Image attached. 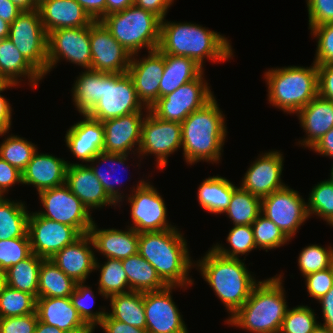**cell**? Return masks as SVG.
Listing matches in <instances>:
<instances>
[{
    "instance_id": "6da1fadb",
    "label": "cell",
    "mask_w": 333,
    "mask_h": 333,
    "mask_svg": "<svg viewBox=\"0 0 333 333\" xmlns=\"http://www.w3.org/2000/svg\"><path fill=\"white\" fill-rule=\"evenodd\" d=\"M225 35L191 22H171L166 17L160 23V53L184 56L204 68L205 60L225 62L234 57L232 43Z\"/></svg>"
},
{
    "instance_id": "7a4b0ae2",
    "label": "cell",
    "mask_w": 333,
    "mask_h": 333,
    "mask_svg": "<svg viewBox=\"0 0 333 333\" xmlns=\"http://www.w3.org/2000/svg\"><path fill=\"white\" fill-rule=\"evenodd\" d=\"M179 228L139 233L138 254L148 261L167 286L184 290L194 284L189 275L194 268L188 243ZM189 286V287H188Z\"/></svg>"
},
{
    "instance_id": "3957f363",
    "label": "cell",
    "mask_w": 333,
    "mask_h": 333,
    "mask_svg": "<svg viewBox=\"0 0 333 333\" xmlns=\"http://www.w3.org/2000/svg\"><path fill=\"white\" fill-rule=\"evenodd\" d=\"M181 126L184 161L188 165L201 161L218 164L228 131L216 97L189 114Z\"/></svg>"
},
{
    "instance_id": "277c9868",
    "label": "cell",
    "mask_w": 333,
    "mask_h": 333,
    "mask_svg": "<svg viewBox=\"0 0 333 333\" xmlns=\"http://www.w3.org/2000/svg\"><path fill=\"white\" fill-rule=\"evenodd\" d=\"M282 274L260 280L247 301L224 322L250 333H280L289 308Z\"/></svg>"
},
{
    "instance_id": "5b68a950",
    "label": "cell",
    "mask_w": 333,
    "mask_h": 333,
    "mask_svg": "<svg viewBox=\"0 0 333 333\" xmlns=\"http://www.w3.org/2000/svg\"><path fill=\"white\" fill-rule=\"evenodd\" d=\"M245 260L222 256L210 247L201 259L194 261V268L197 267L204 281L224 304L229 317L247 301L259 282L247 269Z\"/></svg>"
},
{
    "instance_id": "8992f818",
    "label": "cell",
    "mask_w": 333,
    "mask_h": 333,
    "mask_svg": "<svg viewBox=\"0 0 333 333\" xmlns=\"http://www.w3.org/2000/svg\"><path fill=\"white\" fill-rule=\"evenodd\" d=\"M269 68L264 72L267 100L287 114H296L318 95L317 65Z\"/></svg>"
},
{
    "instance_id": "52a82bcc",
    "label": "cell",
    "mask_w": 333,
    "mask_h": 333,
    "mask_svg": "<svg viewBox=\"0 0 333 333\" xmlns=\"http://www.w3.org/2000/svg\"><path fill=\"white\" fill-rule=\"evenodd\" d=\"M100 21L131 55L139 54L142 48L148 52L158 49L161 19L150 11L133 4Z\"/></svg>"
},
{
    "instance_id": "ba28073f",
    "label": "cell",
    "mask_w": 333,
    "mask_h": 333,
    "mask_svg": "<svg viewBox=\"0 0 333 333\" xmlns=\"http://www.w3.org/2000/svg\"><path fill=\"white\" fill-rule=\"evenodd\" d=\"M139 111L149 109L139 100L128 73L102 72V98L87 115L103 122Z\"/></svg>"
},
{
    "instance_id": "9c48e42d",
    "label": "cell",
    "mask_w": 333,
    "mask_h": 333,
    "mask_svg": "<svg viewBox=\"0 0 333 333\" xmlns=\"http://www.w3.org/2000/svg\"><path fill=\"white\" fill-rule=\"evenodd\" d=\"M8 39L43 77L48 74V34L38 9L22 11L10 24Z\"/></svg>"
},
{
    "instance_id": "30bf717a",
    "label": "cell",
    "mask_w": 333,
    "mask_h": 333,
    "mask_svg": "<svg viewBox=\"0 0 333 333\" xmlns=\"http://www.w3.org/2000/svg\"><path fill=\"white\" fill-rule=\"evenodd\" d=\"M148 180L140 179L125 198L130 203L132 224L129 227L138 233L176 228L167 219L165 200Z\"/></svg>"
},
{
    "instance_id": "8fae6325",
    "label": "cell",
    "mask_w": 333,
    "mask_h": 333,
    "mask_svg": "<svg viewBox=\"0 0 333 333\" xmlns=\"http://www.w3.org/2000/svg\"><path fill=\"white\" fill-rule=\"evenodd\" d=\"M182 148V126L179 122L165 121L147 112L141 128L138 158L155 156L156 168L162 170L168 164V157ZM143 156V157H142Z\"/></svg>"
},
{
    "instance_id": "7c38bea8",
    "label": "cell",
    "mask_w": 333,
    "mask_h": 333,
    "mask_svg": "<svg viewBox=\"0 0 333 333\" xmlns=\"http://www.w3.org/2000/svg\"><path fill=\"white\" fill-rule=\"evenodd\" d=\"M42 210L40 216L74 227L81 235L88 234L94 222L92 213L64 184L37 193Z\"/></svg>"
},
{
    "instance_id": "4fadbf2b",
    "label": "cell",
    "mask_w": 333,
    "mask_h": 333,
    "mask_svg": "<svg viewBox=\"0 0 333 333\" xmlns=\"http://www.w3.org/2000/svg\"><path fill=\"white\" fill-rule=\"evenodd\" d=\"M204 74L203 72L195 80L159 98L149 110L162 120L182 123L189 114L203 107L215 96Z\"/></svg>"
},
{
    "instance_id": "5bb4252c",
    "label": "cell",
    "mask_w": 333,
    "mask_h": 333,
    "mask_svg": "<svg viewBox=\"0 0 333 333\" xmlns=\"http://www.w3.org/2000/svg\"><path fill=\"white\" fill-rule=\"evenodd\" d=\"M91 57L90 26L60 28L48 33V73L64 59L84 70L91 69Z\"/></svg>"
},
{
    "instance_id": "9a60e30c",
    "label": "cell",
    "mask_w": 333,
    "mask_h": 333,
    "mask_svg": "<svg viewBox=\"0 0 333 333\" xmlns=\"http://www.w3.org/2000/svg\"><path fill=\"white\" fill-rule=\"evenodd\" d=\"M300 195L297 190L286 185L261 199V213L273 221L290 240L309 218L307 203Z\"/></svg>"
},
{
    "instance_id": "2e32d148",
    "label": "cell",
    "mask_w": 333,
    "mask_h": 333,
    "mask_svg": "<svg viewBox=\"0 0 333 333\" xmlns=\"http://www.w3.org/2000/svg\"><path fill=\"white\" fill-rule=\"evenodd\" d=\"M27 233L32 253L43 259L52 258L81 236L74 227L42 217L36 211L29 215Z\"/></svg>"
},
{
    "instance_id": "e0dca14e",
    "label": "cell",
    "mask_w": 333,
    "mask_h": 333,
    "mask_svg": "<svg viewBox=\"0 0 333 333\" xmlns=\"http://www.w3.org/2000/svg\"><path fill=\"white\" fill-rule=\"evenodd\" d=\"M181 286H166L144 292V310L148 333H189L183 315L173 300L172 291Z\"/></svg>"
},
{
    "instance_id": "ac0fdd59",
    "label": "cell",
    "mask_w": 333,
    "mask_h": 333,
    "mask_svg": "<svg viewBox=\"0 0 333 333\" xmlns=\"http://www.w3.org/2000/svg\"><path fill=\"white\" fill-rule=\"evenodd\" d=\"M91 69L103 73H127L131 54L101 21L90 25Z\"/></svg>"
},
{
    "instance_id": "d6986e66",
    "label": "cell",
    "mask_w": 333,
    "mask_h": 333,
    "mask_svg": "<svg viewBox=\"0 0 333 333\" xmlns=\"http://www.w3.org/2000/svg\"><path fill=\"white\" fill-rule=\"evenodd\" d=\"M284 155L278 150L258 154L245 172L240 187L262 199L287 184L281 179Z\"/></svg>"
},
{
    "instance_id": "ffe728a7",
    "label": "cell",
    "mask_w": 333,
    "mask_h": 333,
    "mask_svg": "<svg viewBox=\"0 0 333 333\" xmlns=\"http://www.w3.org/2000/svg\"><path fill=\"white\" fill-rule=\"evenodd\" d=\"M131 56L128 75L142 104L150 109L159 99V85L164 71V56L158 51L148 52L142 58ZM139 57V58H138Z\"/></svg>"
},
{
    "instance_id": "44dd1931",
    "label": "cell",
    "mask_w": 333,
    "mask_h": 333,
    "mask_svg": "<svg viewBox=\"0 0 333 333\" xmlns=\"http://www.w3.org/2000/svg\"><path fill=\"white\" fill-rule=\"evenodd\" d=\"M147 112H134L103 121V152L136 156L141 141L142 122Z\"/></svg>"
},
{
    "instance_id": "7402d4cb",
    "label": "cell",
    "mask_w": 333,
    "mask_h": 333,
    "mask_svg": "<svg viewBox=\"0 0 333 333\" xmlns=\"http://www.w3.org/2000/svg\"><path fill=\"white\" fill-rule=\"evenodd\" d=\"M65 185L89 211L118 206L106 193L88 164L71 163L66 170Z\"/></svg>"
},
{
    "instance_id": "603a6c76",
    "label": "cell",
    "mask_w": 333,
    "mask_h": 333,
    "mask_svg": "<svg viewBox=\"0 0 333 333\" xmlns=\"http://www.w3.org/2000/svg\"><path fill=\"white\" fill-rule=\"evenodd\" d=\"M95 252L90 235L84 234L58 251L50 260L76 283L86 282L95 271Z\"/></svg>"
},
{
    "instance_id": "cb8c5ba5",
    "label": "cell",
    "mask_w": 333,
    "mask_h": 333,
    "mask_svg": "<svg viewBox=\"0 0 333 333\" xmlns=\"http://www.w3.org/2000/svg\"><path fill=\"white\" fill-rule=\"evenodd\" d=\"M83 120L74 123L65 134V143L72 155L88 164L95 156L103 152L104 127L101 121L82 115Z\"/></svg>"
},
{
    "instance_id": "d4e9b609",
    "label": "cell",
    "mask_w": 333,
    "mask_h": 333,
    "mask_svg": "<svg viewBox=\"0 0 333 333\" xmlns=\"http://www.w3.org/2000/svg\"><path fill=\"white\" fill-rule=\"evenodd\" d=\"M70 161L48 153L33 154L31 161L22 172V185H30L37 192L65 184L66 170Z\"/></svg>"
},
{
    "instance_id": "484cf974",
    "label": "cell",
    "mask_w": 333,
    "mask_h": 333,
    "mask_svg": "<svg viewBox=\"0 0 333 333\" xmlns=\"http://www.w3.org/2000/svg\"><path fill=\"white\" fill-rule=\"evenodd\" d=\"M305 135L299 140V146L309 150L333 128V101L321 97L319 94L306 106L296 113Z\"/></svg>"
},
{
    "instance_id": "4316f807",
    "label": "cell",
    "mask_w": 333,
    "mask_h": 333,
    "mask_svg": "<svg viewBox=\"0 0 333 333\" xmlns=\"http://www.w3.org/2000/svg\"><path fill=\"white\" fill-rule=\"evenodd\" d=\"M126 228L99 229L94 220L88 234L98 253L122 260L138 253L139 233L129 226Z\"/></svg>"
},
{
    "instance_id": "83f0119b",
    "label": "cell",
    "mask_w": 333,
    "mask_h": 333,
    "mask_svg": "<svg viewBox=\"0 0 333 333\" xmlns=\"http://www.w3.org/2000/svg\"><path fill=\"white\" fill-rule=\"evenodd\" d=\"M38 320L57 327L66 333L78 330H95L80 318L70 297H38L36 299Z\"/></svg>"
},
{
    "instance_id": "f1b7e54d",
    "label": "cell",
    "mask_w": 333,
    "mask_h": 333,
    "mask_svg": "<svg viewBox=\"0 0 333 333\" xmlns=\"http://www.w3.org/2000/svg\"><path fill=\"white\" fill-rule=\"evenodd\" d=\"M38 11L47 34L60 28L90 26L94 22L75 0H48Z\"/></svg>"
},
{
    "instance_id": "f546056e",
    "label": "cell",
    "mask_w": 333,
    "mask_h": 333,
    "mask_svg": "<svg viewBox=\"0 0 333 333\" xmlns=\"http://www.w3.org/2000/svg\"><path fill=\"white\" fill-rule=\"evenodd\" d=\"M0 78L19 86L28 79L34 89L44 79L8 38L0 40Z\"/></svg>"
},
{
    "instance_id": "4dcf8cb0",
    "label": "cell",
    "mask_w": 333,
    "mask_h": 333,
    "mask_svg": "<svg viewBox=\"0 0 333 333\" xmlns=\"http://www.w3.org/2000/svg\"><path fill=\"white\" fill-rule=\"evenodd\" d=\"M161 54L164 56V71L159 85V98L173 93L180 86L195 80L205 71L191 58Z\"/></svg>"
},
{
    "instance_id": "1f68e13d",
    "label": "cell",
    "mask_w": 333,
    "mask_h": 333,
    "mask_svg": "<svg viewBox=\"0 0 333 333\" xmlns=\"http://www.w3.org/2000/svg\"><path fill=\"white\" fill-rule=\"evenodd\" d=\"M129 155L130 154H114L101 152L88 163L97 179L101 182L106 193L118 205V207H121V204L126 196L124 192L120 190L118 186H116L117 184L120 185L123 180H120V178L118 177L115 178L113 173H117L116 170L119 168L120 165L122 167L127 163ZM106 162L109 164H107ZM101 165L105 166L104 168H106V166L108 165L107 170H102L100 168L102 167ZM118 175H120V173H118Z\"/></svg>"
},
{
    "instance_id": "d6a6232c",
    "label": "cell",
    "mask_w": 333,
    "mask_h": 333,
    "mask_svg": "<svg viewBox=\"0 0 333 333\" xmlns=\"http://www.w3.org/2000/svg\"><path fill=\"white\" fill-rule=\"evenodd\" d=\"M237 187L225 177L210 176L198 187V203L208 213L222 214L228 208L233 191Z\"/></svg>"
},
{
    "instance_id": "836d02e7",
    "label": "cell",
    "mask_w": 333,
    "mask_h": 333,
    "mask_svg": "<svg viewBox=\"0 0 333 333\" xmlns=\"http://www.w3.org/2000/svg\"><path fill=\"white\" fill-rule=\"evenodd\" d=\"M107 300H110L111 308V312L107 311V314L111 318L136 328L146 329L144 292L129 291L115 294L108 297Z\"/></svg>"
},
{
    "instance_id": "e575fe53",
    "label": "cell",
    "mask_w": 333,
    "mask_h": 333,
    "mask_svg": "<svg viewBox=\"0 0 333 333\" xmlns=\"http://www.w3.org/2000/svg\"><path fill=\"white\" fill-rule=\"evenodd\" d=\"M83 71L74 80L71 92L77 111L80 115H87L102 98V72L92 69Z\"/></svg>"
},
{
    "instance_id": "d590c367",
    "label": "cell",
    "mask_w": 333,
    "mask_h": 333,
    "mask_svg": "<svg viewBox=\"0 0 333 333\" xmlns=\"http://www.w3.org/2000/svg\"><path fill=\"white\" fill-rule=\"evenodd\" d=\"M121 262L128 277L130 291H158L167 286L155 268L138 253L122 259Z\"/></svg>"
},
{
    "instance_id": "8d00e7d4",
    "label": "cell",
    "mask_w": 333,
    "mask_h": 333,
    "mask_svg": "<svg viewBox=\"0 0 333 333\" xmlns=\"http://www.w3.org/2000/svg\"><path fill=\"white\" fill-rule=\"evenodd\" d=\"M21 200L0 197V240L28 236L29 210Z\"/></svg>"
},
{
    "instance_id": "74e56055",
    "label": "cell",
    "mask_w": 333,
    "mask_h": 333,
    "mask_svg": "<svg viewBox=\"0 0 333 333\" xmlns=\"http://www.w3.org/2000/svg\"><path fill=\"white\" fill-rule=\"evenodd\" d=\"M76 282L50 259H43L38 278V297H70Z\"/></svg>"
},
{
    "instance_id": "f35d334b",
    "label": "cell",
    "mask_w": 333,
    "mask_h": 333,
    "mask_svg": "<svg viewBox=\"0 0 333 333\" xmlns=\"http://www.w3.org/2000/svg\"><path fill=\"white\" fill-rule=\"evenodd\" d=\"M43 258L32 253L5 271L6 285L38 298L39 269Z\"/></svg>"
},
{
    "instance_id": "ab89813d",
    "label": "cell",
    "mask_w": 333,
    "mask_h": 333,
    "mask_svg": "<svg viewBox=\"0 0 333 333\" xmlns=\"http://www.w3.org/2000/svg\"><path fill=\"white\" fill-rule=\"evenodd\" d=\"M104 264H100V260L96 258L95 269L99 271L98 295L107 300L108 297L127 293L130 291L128 277L124 271L120 259L106 258Z\"/></svg>"
},
{
    "instance_id": "60d3db41",
    "label": "cell",
    "mask_w": 333,
    "mask_h": 333,
    "mask_svg": "<svg viewBox=\"0 0 333 333\" xmlns=\"http://www.w3.org/2000/svg\"><path fill=\"white\" fill-rule=\"evenodd\" d=\"M261 211V199L238 186L223 214L227 215L233 225H252Z\"/></svg>"
},
{
    "instance_id": "b9f144b4",
    "label": "cell",
    "mask_w": 333,
    "mask_h": 333,
    "mask_svg": "<svg viewBox=\"0 0 333 333\" xmlns=\"http://www.w3.org/2000/svg\"><path fill=\"white\" fill-rule=\"evenodd\" d=\"M229 247H225L220 243L213 244L211 247L218 254L240 259L241 255H248L252 250H257L253 229L251 225H234L226 238Z\"/></svg>"
},
{
    "instance_id": "7bdbcfd3",
    "label": "cell",
    "mask_w": 333,
    "mask_h": 333,
    "mask_svg": "<svg viewBox=\"0 0 333 333\" xmlns=\"http://www.w3.org/2000/svg\"><path fill=\"white\" fill-rule=\"evenodd\" d=\"M6 136L3 142H0V157L23 172L38 147L19 135L8 134Z\"/></svg>"
},
{
    "instance_id": "ee69618b",
    "label": "cell",
    "mask_w": 333,
    "mask_h": 333,
    "mask_svg": "<svg viewBox=\"0 0 333 333\" xmlns=\"http://www.w3.org/2000/svg\"><path fill=\"white\" fill-rule=\"evenodd\" d=\"M85 283L86 282L76 283L75 289L70 295V299L83 322L87 326L95 329L107 315V311L105 307L102 308L101 306L99 308L100 311L94 312V310H92L95 303L94 301L96 300L95 291L91 289L92 287H90V285L88 286Z\"/></svg>"
},
{
    "instance_id": "f6af8a7d",
    "label": "cell",
    "mask_w": 333,
    "mask_h": 333,
    "mask_svg": "<svg viewBox=\"0 0 333 333\" xmlns=\"http://www.w3.org/2000/svg\"><path fill=\"white\" fill-rule=\"evenodd\" d=\"M36 312V298L5 285L0 294V318L24 316Z\"/></svg>"
},
{
    "instance_id": "bcb514c9",
    "label": "cell",
    "mask_w": 333,
    "mask_h": 333,
    "mask_svg": "<svg viewBox=\"0 0 333 333\" xmlns=\"http://www.w3.org/2000/svg\"><path fill=\"white\" fill-rule=\"evenodd\" d=\"M307 198V212L316 215L330 226L333 224V184L327 179L312 187Z\"/></svg>"
},
{
    "instance_id": "7dc6e473",
    "label": "cell",
    "mask_w": 333,
    "mask_h": 333,
    "mask_svg": "<svg viewBox=\"0 0 333 333\" xmlns=\"http://www.w3.org/2000/svg\"><path fill=\"white\" fill-rule=\"evenodd\" d=\"M254 241L260 250H275L289 243L290 239L283 231L262 213L252 223Z\"/></svg>"
},
{
    "instance_id": "c3c4849f",
    "label": "cell",
    "mask_w": 333,
    "mask_h": 333,
    "mask_svg": "<svg viewBox=\"0 0 333 333\" xmlns=\"http://www.w3.org/2000/svg\"><path fill=\"white\" fill-rule=\"evenodd\" d=\"M297 263L302 277L330 268L333 265V247L308 245L299 253Z\"/></svg>"
},
{
    "instance_id": "681fc988",
    "label": "cell",
    "mask_w": 333,
    "mask_h": 333,
    "mask_svg": "<svg viewBox=\"0 0 333 333\" xmlns=\"http://www.w3.org/2000/svg\"><path fill=\"white\" fill-rule=\"evenodd\" d=\"M315 314L311 306L303 304L288 308L280 333H313L319 324Z\"/></svg>"
},
{
    "instance_id": "f907efd6",
    "label": "cell",
    "mask_w": 333,
    "mask_h": 333,
    "mask_svg": "<svg viewBox=\"0 0 333 333\" xmlns=\"http://www.w3.org/2000/svg\"><path fill=\"white\" fill-rule=\"evenodd\" d=\"M32 254L29 237L0 240V271H7Z\"/></svg>"
},
{
    "instance_id": "816d5d0a",
    "label": "cell",
    "mask_w": 333,
    "mask_h": 333,
    "mask_svg": "<svg viewBox=\"0 0 333 333\" xmlns=\"http://www.w3.org/2000/svg\"><path fill=\"white\" fill-rule=\"evenodd\" d=\"M317 41L314 63L325 65L333 63V23L319 25L310 30Z\"/></svg>"
},
{
    "instance_id": "f5cc1de1",
    "label": "cell",
    "mask_w": 333,
    "mask_h": 333,
    "mask_svg": "<svg viewBox=\"0 0 333 333\" xmlns=\"http://www.w3.org/2000/svg\"><path fill=\"white\" fill-rule=\"evenodd\" d=\"M303 278H305L307 295L318 301L333 286V265L330 268L308 274Z\"/></svg>"
},
{
    "instance_id": "db71d44e",
    "label": "cell",
    "mask_w": 333,
    "mask_h": 333,
    "mask_svg": "<svg viewBox=\"0 0 333 333\" xmlns=\"http://www.w3.org/2000/svg\"><path fill=\"white\" fill-rule=\"evenodd\" d=\"M308 29L333 23V0H306Z\"/></svg>"
},
{
    "instance_id": "11a10c76",
    "label": "cell",
    "mask_w": 333,
    "mask_h": 333,
    "mask_svg": "<svg viewBox=\"0 0 333 333\" xmlns=\"http://www.w3.org/2000/svg\"><path fill=\"white\" fill-rule=\"evenodd\" d=\"M37 312L24 316L0 318V333H35Z\"/></svg>"
},
{
    "instance_id": "9f6ffc18",
    "label": "cell",
    "mask_w": 333,
    "mask_h": 333,
    "mask_svg": "<svg viewBox=\"0 0 333 333\" xmlns=\"http://www.w3.org/2000/svg\"><path fill=\"white\" fill-rule=\"evenodd\" d=\"M17 183L22 185V172L0 157V197H5Z\"/></svg>"
},
{
    "instance_id": "6f0895ef",
    "label": "cell",
    "mask_w": 333,
    "mask_h": 333,
    "mask_svg": "<svg viewBox=\"0 0 333 333\" xmlns=\"http://www.w3.org/2000/svg\"><path fill=\"white\" fill-rule=\"evenodd\" d=\"M18 86L8 81L0 82V136L3 137L10 132L12 126V107L10 101L1 93L12 87ZM9 101V102H8Z\"/></svg>"
},
{
    "instance_id": "680465c9",
    "label": "cell",
    "mask_w": 333,
    "mask_h": 333,
    "mask_svg": "<svg viewBox=\"0 0 333 333\" xmlns=\"http://www.w3.org/2000/svg\"><path fill=\"white\" fill-rule=\"evenodd\" d=\"M318 69V94L333 101V63L317 65Z\"/></svg>"
},
{
    "instance_id": "91938a15",
    "label": "cell",
    "mask_w": 333,
    "mask_h": 333,
    "mask_svg": "<svg viewBox=\"0 0 333 333\" xmlns=\"http://www.w3.org/2000/svg\"><path fill=\"white\" fill-rule=\"evenodd\" d=\"M99 327L103 329L105 333H148L146 329L136 328L125 322L117 321L108 314L103 318Z\"/></svg>"
},
{
    "instance_id": "94428289",
    "label": "cell",
    "mask_w": 333,
    "mask_h": 333,
    "mask_svg": "<svg viewBox=\"0 0 333 333\" xmlns=\"http://www.w3.org/2000/svg\"><path fill=\"white\" fill-rule=\"evenodd\" d=\"M174 0H135L134 4L142 9L157 15L161 20L164 19Z\"/></svg>"
},
{
    "instance_id": "6125c7cd",
    "label": "cell",
    "mask_w": 333,
    "mask_h": 333,
    "mask_svg": "<svg viewBox=\"0 0 333 333\" xmlns=\"http://www.w3.org/2000/svg\"><path fill=\"white\" fill-rule=\"evenodd\" d=\"M93 21H100L106 16V0H75Z\"/></svg>"
},
{
    "instance_id": "be15d7a7",
    "label": "cell",
    "mask_w": 333,
    "mask_h": 333,
    "mask_svg": "<svg viewBox=\"0 0 333 333\" xmlns=\"http://www.w3.org/2000/svg\"><path fill=\"white\" fill-rule=\"evenodd\" d=\"M318 303L321 304V317H323L324 321V323L320 322V324L333 331V286L321 299L318 300Z\"/></svg>"
},
{
    "instance_id": "e7e4bbea",
    "label": "cell",
    "mask_w": 333,
    "mask_h": 333,
    "mask_svg": "<svg viewBox=\"0 0 333 333\" xmlns=\"http://www.w3.org/2000/svg\"><path fill=\"white\" fill-rule=\"evenodd\" d=\"M311 150L323 157L325 156L333 159V128L326 132Z\"/></svg>"
},
{
    "instance_id": "03108f58",
    "label": "cell",
    "mask_w": 333,
    "mask_h": 333,
    "mask_svg": "<svg viewBox=\"0 0 333 333\" xmlns=\"http://www.w3.org/2000/svg\"><path fill=\"white\" fill-rule=\"evenodd\" d=\"M22 11L10 0H0V18L11 24Z\"/></svg>"
},
{
    "instance_id": "003e7915",
    "label": "cell",
    "mask_w": 333,
    "mask_h": 333,
    "mask_svg": "<svg viewBox=\"0 0 333 333\" xmlns=\"http://www.w3.org/2000/svg\"><path fill=\"white\" fill-rule=\"evenodd\" d=\"M134 4V0H106V15L123 11Z\"/></svg>"
},
{
    "instance_id": "a7ac6f4b",
    "label": "cell",
    "mask_w": 333,
    "mask_h": 333,
    "mask_svg": "<svg viewBox=\"0 0 333 333\" xmlns=\"http://www.w3.org/2000/svg\"><path fill=\"white\" fill-rule=\"evenodd\" d=\"M35 333H66V332L58 329L57 327L47 325L38 320L35 327Z\"/></svg>"
},
{
    "instance_id": "89a4df30",
    "label": "cell",
    "mask_w": 333,
    "mask_h": 333,
    "mask_svg": "<svg viewBox=\"0 0 333 333\" xmlns=\"http://www.w3.org/2000/svg\"><path fill=\"white\" fill-rule=\"evenodd\" d=\"M13 2L21 11H32L38 9L34 4V0H10Z\"/></svg>"
},
{
    "instance_id": "2644e50d",
    "label": "cell",
    "mask_w": 333,
    "mask_h": 333,
    "mask_svg": "<svg viewBox=\"0 0 333 333\" xmlns=\"http://www.w3.org/2000/svg\"><path fill=\"white\" fill-rule=\"evenodd\" d=\"M10 24L0 18V40L8 38Z\"/></svg>"
},
{
    "instance_id": "8c879c8a",
    "label": "cell",
    "mask_w": 333,
    "mask_h": 333,
    "mask_svg": "<svg viewBox=\"0 0 333 333\" xmlns=\"http://www.w3.org/2000/svg\"><path fill=\"white\" fill-rule=\"evenodd\" d=\"M313 333H333V331L319 323L318 326L314 329Z\"/></svg>"
},
{
    "instance_id": "753ad0ef",
    "label": "cell",
    "mask_w": 333,
    "mask_h": 333,
    "mask_svg": "<svg viewBox=\"0 0 333 333\" xmlns=\"http://www.w3.org/2000/svg\"><path fill=\"white\" fill-rule=\"evenodd\" d=\"M5 285H6L5 272L0 271V294L2 293V290Z\"/></svg>"
},
{
    "instance_id": "34e18365",
    "label": "cell",
    "mask_w": 333,
    "mask_h": 333,
    "mask_svg": "<svg viewBox=\"0 0 333 333\" xmlns=\"http://www.w3.org/2000/svg\"><path fill=\"white\" fill-rule=\"evenodd\" d=\"M71 333H94V330H78Z\"/></svg>"
},
{
    "instance_id": "11e5206c",
    "label": "cell",
    "mask_w": 333,
    "mask_h": 333,
    "mask_svg": "<svg viewBox=\"0 0 333 333\" xmlns=\"http://www.w3.org/2000/svg\"><path fill=\"white\" fill-rule=\"evenodd\" d=\"M45 1H48V0H34V4L39 7L42 3H44Z\"/></svg>"
},
{
    "instance_id": "2a66077c",
    "label": "cell",
    "mask_w": 333,
    "mask_h": 333,
    "mask_svg": "<svg viewBox=\"0 0 333 333\" xmlns=\"http://www.w3.org/2000/svg\"><path fill=\"white\" fill-rule=\"evenodd\" d=\"M331 172H330V178L328 179L332 184H333V164H332V166H331Z\"/></svg>"
}]
</instances>
